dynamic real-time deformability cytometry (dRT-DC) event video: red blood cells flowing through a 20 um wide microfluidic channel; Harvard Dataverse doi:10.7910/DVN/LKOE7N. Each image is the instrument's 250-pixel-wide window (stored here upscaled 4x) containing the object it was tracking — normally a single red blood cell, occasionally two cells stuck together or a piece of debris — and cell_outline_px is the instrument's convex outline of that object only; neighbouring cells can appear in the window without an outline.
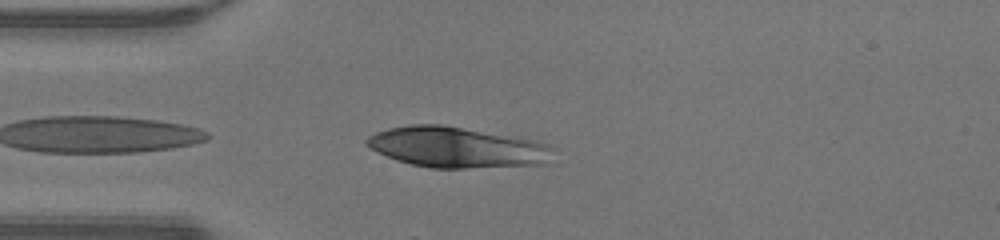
{"species": "human", "species_latin": "Homo sapiens", "temperature_condition": "warm", "stored_images_in_passage": 31, "camera_frame_rate_fps": 3000, "um_per_image_px": 0.085, "donor": {"sex": "male"}, "frame": {"image": 1, "passage_image": 1, "time_ms": 0.0, "image_size_px": [1000, 240], "cell_outline_px": [[556, 148], [548, 164], [464, 168], [432, 168], [412, 164], [396, 160], [364, 144], [364, 140], [368, 136], [376, 132], [388, 128], [412, 124], [440, 124], [536, 140], [548, 144]], "centroid_in_image_um": [38.87, 12.52], "position_along_channel_um": 46.1, "area_um2": 44.22}}
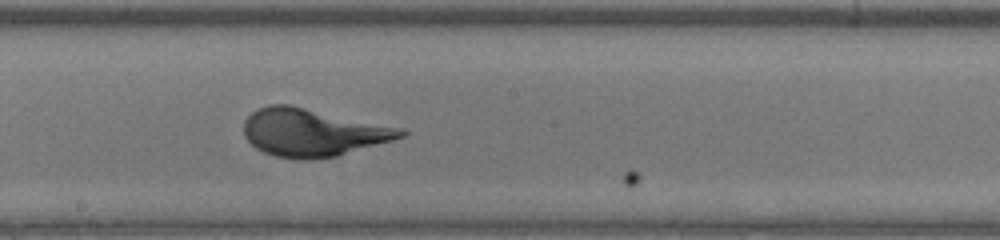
{"frame": {"image": 2, "passage_image": 14, "time_ms": 4.333, "image_size_px": [1000, 240], "cell_outline_px": [[408, 132], [404, 136], [392, 140], [336, 156], [312, 160], [304, 160], [276, 156], [264, 152], [256, 148], [244, 136], [244, 120], [252, 112], [268, 104], [288, 104], [400, 128]], "centroid_in_image_um": [26.53, 11.26], "position_along_channel_um": 221.7, "area_um2": 43.06}}
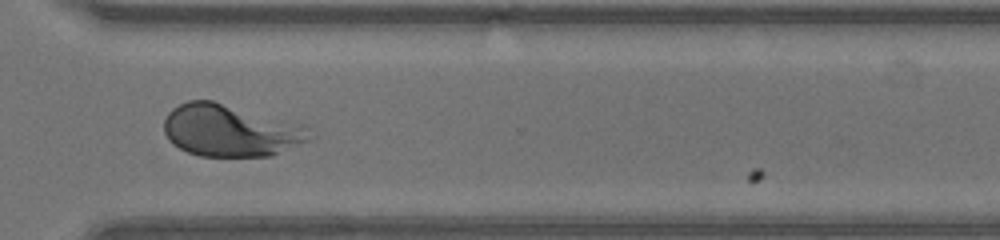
{"frame": {"image": 3, "passage_image": 23, "time_ms": 7.333, "image_size_px": [1000, 240], "cell_outline_px": [[316, 136], [308, 140], [272, 156], [200, 156], [188, 152], [172, 144], [168, 140], [164, 132], [164, 120], [168, 112], [172, 108], [188, 100], [212, 100], [308, 124], [312, 128]], "centroid_in_image_um": [19.66, 11.08], "position_along_channel_um": 350.9, "area_um2": 45.08}}